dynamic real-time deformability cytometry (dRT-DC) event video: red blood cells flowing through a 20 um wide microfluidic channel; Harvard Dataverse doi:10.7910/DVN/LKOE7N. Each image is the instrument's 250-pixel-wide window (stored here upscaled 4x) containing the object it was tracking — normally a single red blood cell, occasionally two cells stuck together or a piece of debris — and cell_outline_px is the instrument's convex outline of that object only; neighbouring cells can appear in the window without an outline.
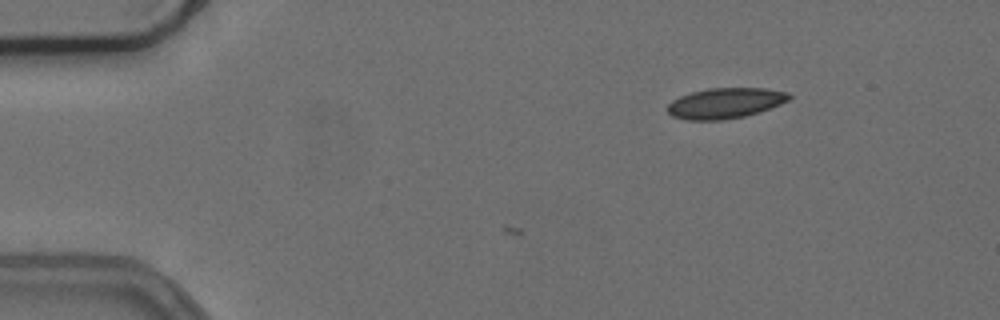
{"species": "common noctule bat (a hibernating species)", "species_latin": "Nyctalus noctula", "temperature_condition": "cold", "stored_images_in_passage": 9, "camera_frame_rate_fps": 3000, "um_per_image_px": 0.085, "animal": {"sex": "female", "body_mass_g": 24.6, "forearm_length_mm": 56.2}, "frame": {"image": 1, "passage_image": 1, "time_ms": 0.0, "image_size_px": [1000, 320], "cell_outline_px": [[792, 96], [788, 100], [780, 104], [744, 116], [724, 120], [684, 120], [672, 116], [668, 112], [668, 104], [672, 100], [680, 96], [692, 92], [708, 88], [764, 88], [788, 92]], "centroid_in_image_um": [61.61, 8.76], "position_along_channel_um": 23.4, "area_um2": 21.5}}